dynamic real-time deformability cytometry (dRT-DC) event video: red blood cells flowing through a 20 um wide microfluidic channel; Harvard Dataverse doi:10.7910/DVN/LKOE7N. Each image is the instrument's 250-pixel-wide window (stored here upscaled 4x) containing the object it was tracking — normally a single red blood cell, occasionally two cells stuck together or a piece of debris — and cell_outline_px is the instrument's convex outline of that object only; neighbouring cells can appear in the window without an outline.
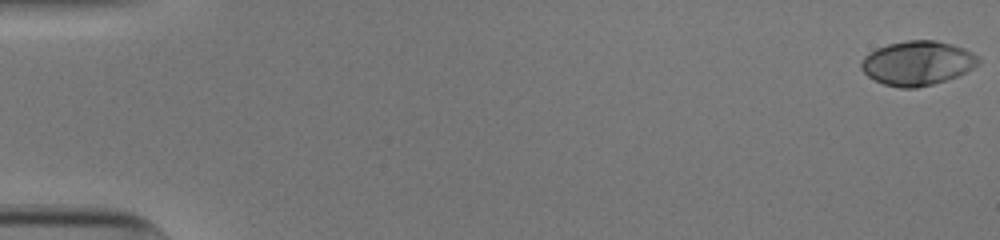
{"species": "human", "species_latin": "Homo sapiens", "temperature_condition": "cold", "stored_images_in_passage": 54, "camera_frame_rate_fps": 3000, "um_per_image_px": 0.085, "donor": {"sex": "male"}, "frame": {"image": 1, "passage_image": 1, "time_ms": 0.0, "image_size_px": [1000, 240], "cell_outline_px": [[980, 60], [972, 68], [956, 76], [932, 84], [916, 88], [900, 88], [884, 84], [868, 76], [860, 68], [860, 64], [864, 56], [876, 48], [888, 44], [908, 40], [936, 40], [952, 44], [964, 48], [972, 52]], "centroid_in_image_um": [77.95, 5.35], "position_along_channel_um": 7.1, "area_um2": 30.0}}
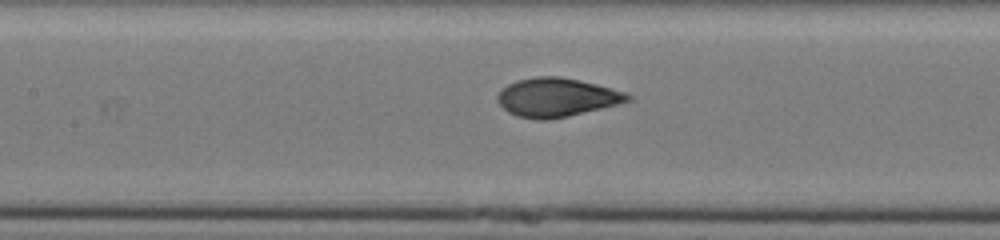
{"frame": {"image": 2, "passage_image": 26, "time_ms": 8.333, "image_size_px": [1000, 240], "cell_outline_px": [[632, 100], [620, 104], [568, 116], [544, 120], [536, 120], [520, 116], [508, 112], [496, 100], [496, 96], [508, 84], [516, 80], [536, 76], [560, 76], [596, 84], [624, 92], [632, 96]], "centroid_in_image_um": [47.32, 8.27], "position_along_channel_um": 160.1, "area_um2": 29.25}}
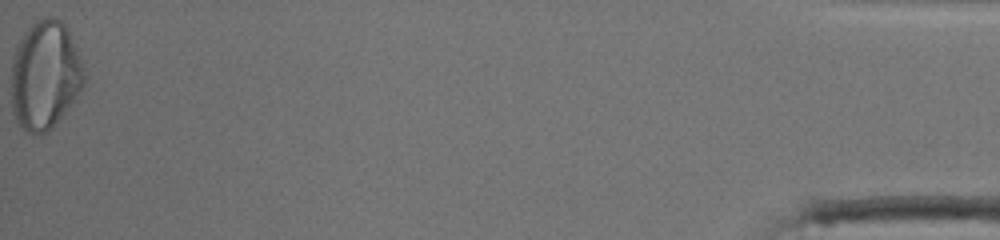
{"frame": {"image": 3, "passage_image": 54, "time_ms": 17.667, "image_size_px": [1000, 240], "cell_outline_px": [[88, 76], [76, 100], [52, 128], [48, 132], [40, 136], [32, 136], [20, 128], [12, 112], [12, 60], [16, 48], [24, 32], [36, 20], [44, 16], [52, 16], [60, 20], [64, 24], [84, 60]], "centroid_in_image_um": [3.87, 6.44], "position_along_channel_um": 431.3, "area_um2": 47.34}, "authors_computed_cell_mechanics": {"area_um2": 29.4202, "velocity_mm_per_s": 3.9059, "shape_relaxation_time_tau1_ms": 4.6043, "shape_relaxation_time_tau2_ms": null, "deformation_change_tau1": 0.2184, "deformation_change_tau2": null}}